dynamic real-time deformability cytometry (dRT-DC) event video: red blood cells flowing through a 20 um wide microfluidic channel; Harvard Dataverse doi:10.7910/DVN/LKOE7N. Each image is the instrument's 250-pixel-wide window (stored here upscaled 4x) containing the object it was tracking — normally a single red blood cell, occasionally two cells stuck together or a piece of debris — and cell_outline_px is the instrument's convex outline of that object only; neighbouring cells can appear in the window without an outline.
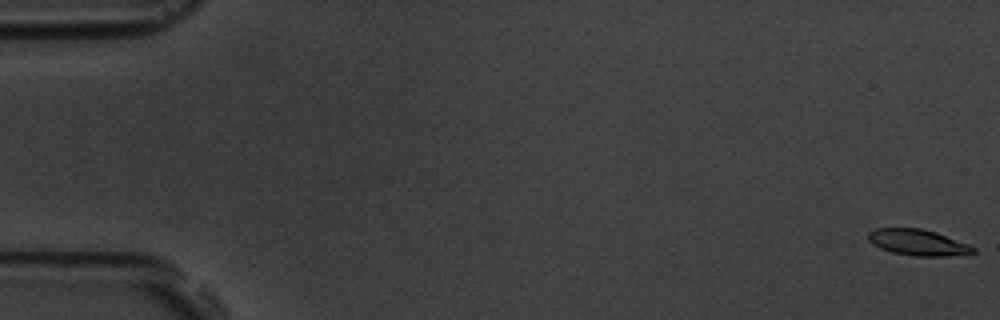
{"species": "common noctule bat (a hibernating species)", "species_latin": "Nyctalus noctula", "temperature_condition": "room temperature", "stored_images_in_passage": 3, "camera_frame_rate_fps": 3000, "um_per_image_px": 0.085, "animal": {"sex": "male", "body_mass_g": 19.5, "forearm_length_mm": 54.6}, "frame": {"image": 1, "passage_image": 1, "time_ms": 0.0, "image_size_px": [1000, 320], "cell_outline_px": [[976, 252], [944, 256], [916, 256], [892, 252], [880, 248], [872, 244], [868, 240], [868, 232], [876, 228], [920, 228], [936, 232], [968, 244], [976, 248]], "centroid_in_image_um": [77.99, 20.6], "position_along_channel_um": 7.0, "area_um2": 15.84}}